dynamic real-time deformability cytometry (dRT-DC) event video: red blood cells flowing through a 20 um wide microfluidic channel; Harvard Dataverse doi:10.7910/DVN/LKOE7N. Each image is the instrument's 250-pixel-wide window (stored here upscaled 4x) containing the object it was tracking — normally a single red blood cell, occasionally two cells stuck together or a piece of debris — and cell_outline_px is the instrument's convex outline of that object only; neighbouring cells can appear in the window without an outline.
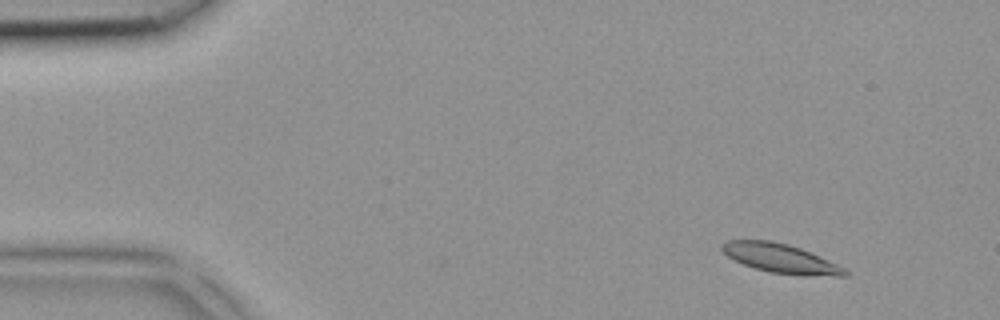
{"species": "common noctule bat (a hibernating species)", "species_latin": "Nyctalus noctula", "temperature_condition": "room temperature", "stored_images_in_passage": 4, "camera_frame_rate_fps": 3000, "um_per_image_px": 0.085, "animal": {"sex": "female", "body_mass_g": 18.4}, "frame": {"image": 1, "passage_image": 1, "time_ms": 0.0, "image_size_px": [1000, 320], "cell_outline_px": [[848, 276], [836, 276], [772, 272], [756, 268], [744, 264], [728, 256], [720, 248], [720, 244], [728, 240], [772, 240], [788, 244], [800, 248], [836, 264], [844, 268], [848, 272]], "centroid_in_image_um": [66.3, 21.93], "position_along_channel_um": 18.7, "area_um2": 20.17}}
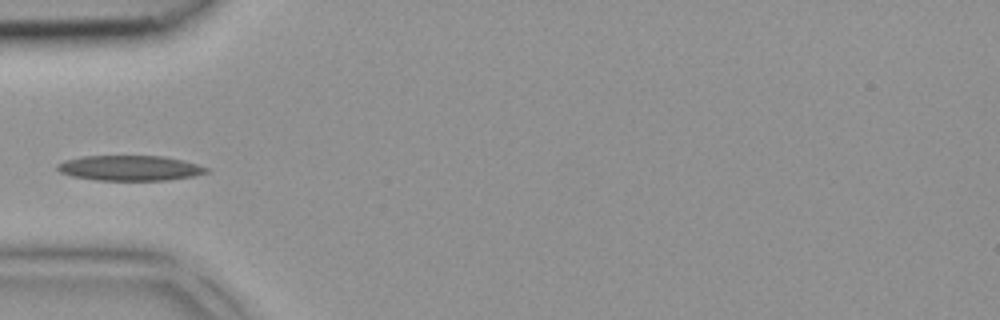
{"frame": {"image": 2, "passage_image": 4, "time_ms": 1.0, "image_size_px": [1000, 320], "cell_outline_px": [[208, 172], [196, 176], [168, 180], [96, 180], [72, 176], [60, 172], [56, 168], [56, 164], [64, 160], [84, 156], [164, 156], [184, 160], [208, 168]], "centroid_in_image_um": [11.04, 14.28], "position_along_channel_um": 74.0, "area_um2": 21.96}}